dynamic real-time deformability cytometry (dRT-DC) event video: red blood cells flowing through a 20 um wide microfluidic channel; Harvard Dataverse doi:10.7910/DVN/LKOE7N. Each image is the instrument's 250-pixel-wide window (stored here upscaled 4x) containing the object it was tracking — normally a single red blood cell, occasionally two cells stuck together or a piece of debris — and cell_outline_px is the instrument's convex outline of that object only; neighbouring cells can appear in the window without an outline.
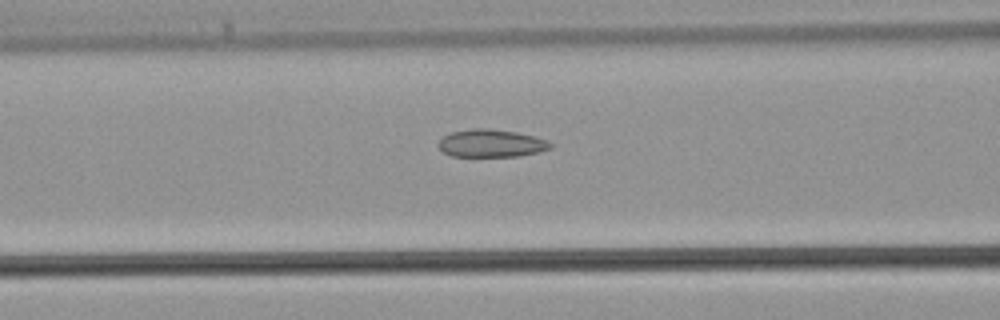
{"species": "common noctule bat (a hibernating species)", "species_latin": "Nyctalus noctula", "temperature_condition": "warm", "stored_images_in_passage": 29, "camera_frame_rate_fps": 3000, "um_per_image_px": 0.085, "animal": {"sex": "male", "body_mass_g": 21.5, "forearm_length_mm": 52.0}, "frame": {"image": 1, "passage_image": 4, "time_ms": 1.0, "image_size_px": [1000, 320], "cell_outline_px": [[552, 148], [540, 152], [520, 156], [452, 156], [444, 152], [436, 144], [444, 136], [452, 132], [472, 128], [488, 128], [516, 132], [548, 140], [552, 144]], "centroid_in_image_um": [41.77, 12.18], "position_along_channel_um": 124.8, "area_um2": 18.09}}
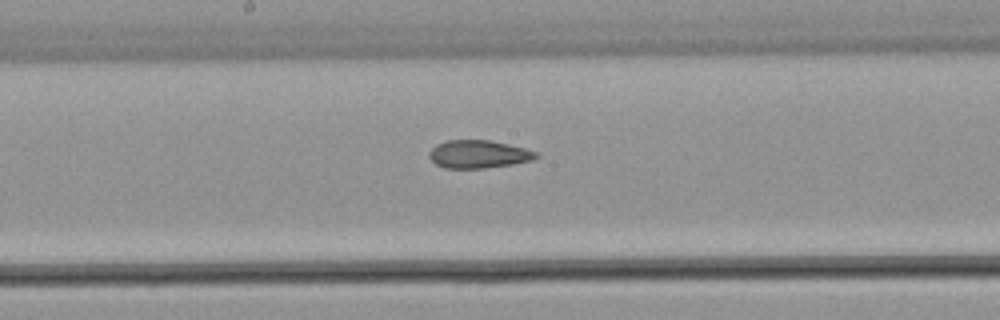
{"frame": {"image": 2, "passage_image": 9, "time_ms": 2.667, "image_size_px": [1000, 320], "cell_outline_px": [[540, 156], [532, 160], [512, 164], [484, 168], [444, 168], [436, 164], [428, 156], [428, 152], [436, 144], [444, 140], [488, 140], [508, 144], [540, 152]], "centroid_in_image_um": [40.67, 13.1], "position_along_channel_um": 207.5, "area_um2": 17.51}}
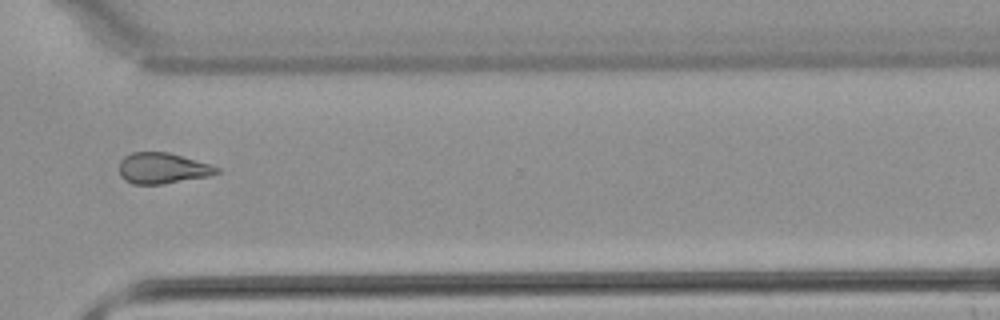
{"frame": {"image": 3, "passage_image": 18, "time_ms": 5.667, "image_size_px": [1000, 320], "cell_outline_px": [[220, 172], [208, 176], [160, 184], [132, 184], [124, 180], [120, 176], [120, 160], [124, 156], [132, 152], [168, 152], [208, 164], [220, 168]], "centroid_in_image_um": [13.77, 14.3], "position_along_channel_um": 356.8, "area_um2": 17.34}}